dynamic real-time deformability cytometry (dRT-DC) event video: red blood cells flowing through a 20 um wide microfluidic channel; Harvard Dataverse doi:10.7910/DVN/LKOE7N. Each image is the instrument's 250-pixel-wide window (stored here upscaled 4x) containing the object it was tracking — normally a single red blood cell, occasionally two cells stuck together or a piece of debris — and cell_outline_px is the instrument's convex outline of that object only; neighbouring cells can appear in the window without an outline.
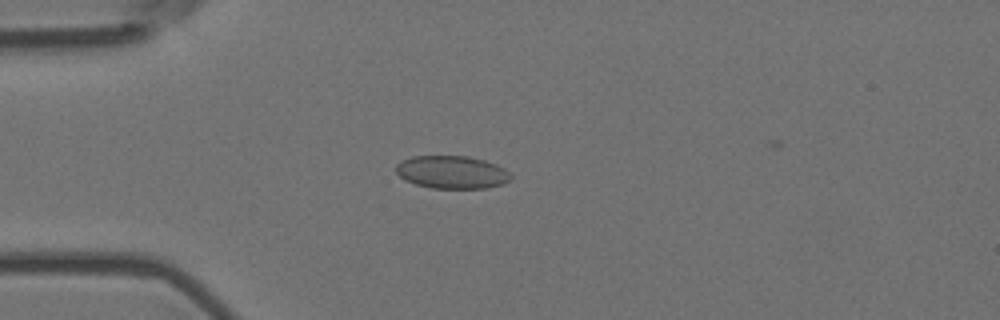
{"species": "Egyptian fruit bat (a non-hibernating species)", "species_latin": "Rousettus aegyptiacus", "temperature_condition": "room temperature", "stored_images_in_passage": 5, "camera_frame_rate_fps": 3000, "um_per_image_px": 0.085, "animal": {"sex": "female"}, "frame": {"image": 1, "passage_image": 3, "time_ms": 0.667, "image_size_px": [1000, 320], "cell_outline_px": [[512, 180], [504, 184], [488, 188], [432, 188], [416, 184], [404, 180], [396, 172], [396, 164], [400, 160], [412, 156], [468, 156], [484, 160], [496, 164], [504, 168], [512, 176]], "centroid_in_image_um": [38.42, 14.63], "position_along_channel_um": 46.6, "area_um2": 22.2}}
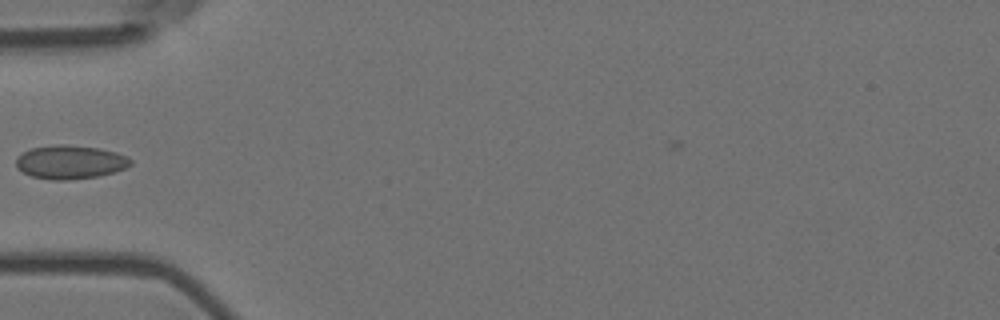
{"frame": {"image": 2, "passage_image": 4, "time_ms": 1.0, "image_size_px": [1000, 320], "cell_outline_px": [[132, 164], [116, 172], [96, 176], [68, 180], [52, 180], [32, 176], [16, 168], [16, 156], [32, 148], [56, 144], [64, 144], [100, 148], [116, 152], [128, 156], [132, 160]], "centroid_in_image_um": [5.97, 13.77], "position_along_channel_um": 79.0, "area_um2": 22.54}}
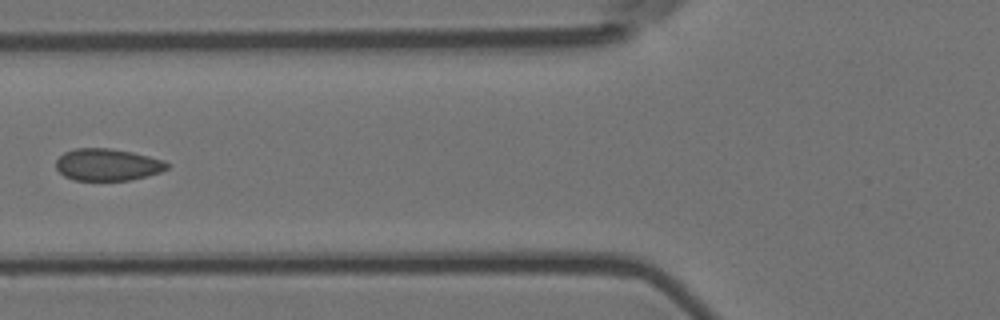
{"frame": {"image": 3, "passage_image": 5, "time_ms": 1.333, "image_size_px": [1000, 320], "cell_outline_px": [[168, 168], [160, 172], [132, 180], [72, 180], [64, 176], [56, 168], [56, 160], [64, 152], [76, 148], [108, 148], [132, 152], [164, 160], [168, 164]], "centroid_in_image_um": [9.12, 14.0], "position_along_channel_um": 116.7, "area_um2": 20.69}}